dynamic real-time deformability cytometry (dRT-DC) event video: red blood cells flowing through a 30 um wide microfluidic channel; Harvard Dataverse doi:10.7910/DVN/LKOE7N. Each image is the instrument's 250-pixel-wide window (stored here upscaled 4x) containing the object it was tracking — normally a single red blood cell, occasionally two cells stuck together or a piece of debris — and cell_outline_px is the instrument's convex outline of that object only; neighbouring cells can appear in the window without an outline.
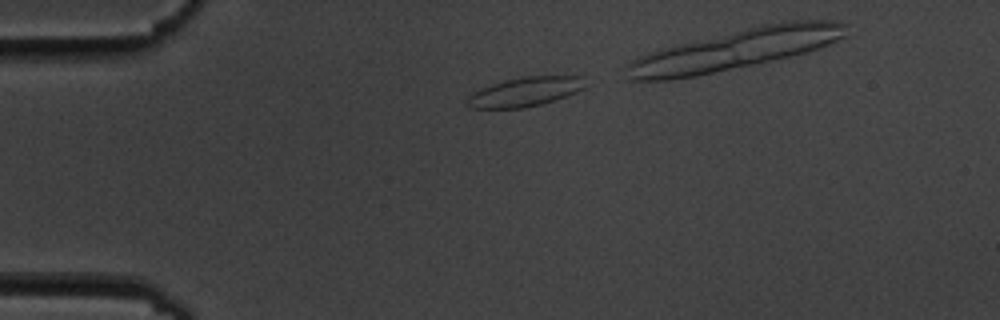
{"species": "common noctule bat (a hibernating species)", "species_latin": "Nyctalus noctula", "temperature_condition": "cold", "stored_images_in_passage": 3, "camera_frame_rate_fps": 3000, "um_per_image_px": 0.085, "animal": {"sex": "male", "body_mass_g": 19.5, "forearm_length_mm": 54.6}, "frame": {"image": 1, "passage_image": 1, "time_ms": 0.0, "image_size_px": [1000, 320], "cell_outline_px": [[584, 88], [576, 92], [556, 100], [524, 108], [468, 108], [464, 100], [468, 96], [480, 88], [504, 80], [524, 76], [584, 76]], "centroid_in_image_um": [44.59, 7.8], "position_along_channel_um": 40.4, "area_um2": 20.23}}